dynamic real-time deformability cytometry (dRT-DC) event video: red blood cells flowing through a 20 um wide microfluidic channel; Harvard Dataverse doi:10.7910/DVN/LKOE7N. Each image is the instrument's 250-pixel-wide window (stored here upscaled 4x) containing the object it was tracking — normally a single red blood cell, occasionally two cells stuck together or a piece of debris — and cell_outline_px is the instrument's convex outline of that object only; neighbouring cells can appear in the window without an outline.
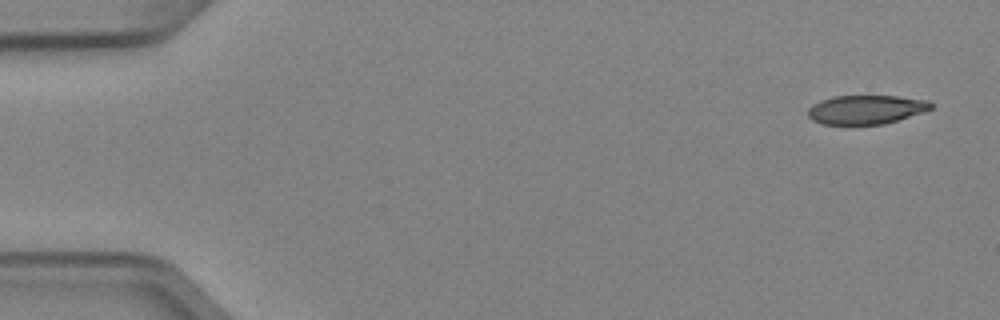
{"species": "Egyptian fruit bat (a non-hibernating species)", "species_latin": "Rousettus aegyptiacus", "temperature_condition": "cold", "stored_images_in_passage": 7, "camera_frame_rate_fps": 3000, "um_per_image_px": 0.085, "animal": {"sex": "female"}, "frame": {"image": 1, "passage_image": 1, "time_ms": 0.0, "image_size_px": [1000, 320], "cell_outline_px": [[932, 108], [924, 112], [884, 124], [820, 124], [812, 120], [808, 116], [808, 108], [812, 104], [820, 100], [832, 96], [896, 96], [924, 100], [932, 104]], "centroid_in_image_um": [73.56, 9.31], "position_along_channel_um": 11.4, "area_um2": 20.69}}
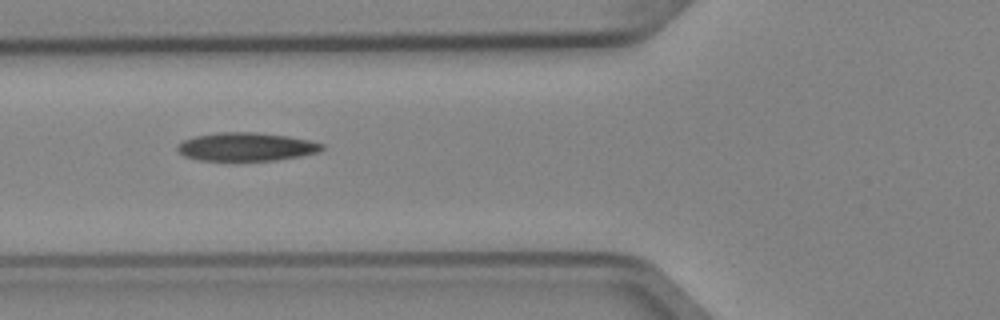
{"frame": {"image": 2, "passage_image": 6, "time_ms": 1.667, "image_size_px": [1000, 320], "cell_outline_px": [[324, 148], [316, 152], [276, 160], [200, 160], [184, 156], [176, 148], [184, 140], [196, 136], [216, 132], [256, 132], [288, 136], [308, 140], [324, 144]], "centroid_in_image_um": [20.91, 12.46], "position_along_channel_um": 104.9, "area_um2": 23.52}}
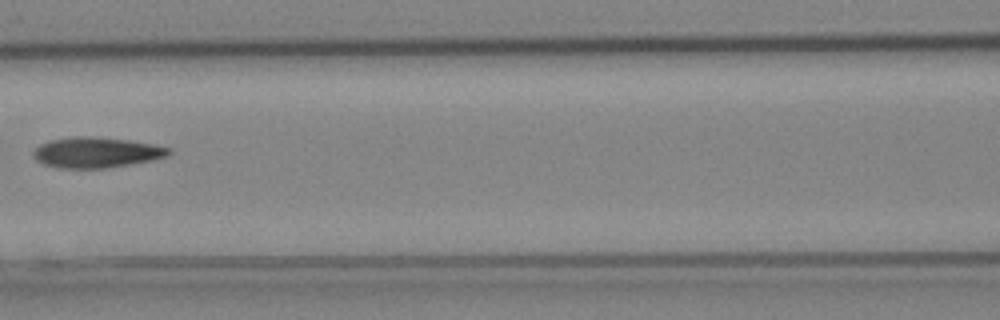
{"frame": {"image": 3, "passage_image": 7, "time_ms": 2.0, "image_size_px": [1000, 320], "cell_outline_px": [[172, 152], [168, 156], [152, 160], [104, 168], [60, 168], [44, 164], [36, 160], [32, 152], [40, 144], [52, 140], [76, 136], [88, 136], [128, 140], [152, 144], [172, 148]], "centroid_in_image_um": [8.2, 12.96], "position_along_channel_um": 158.4, "area_um2": 23.87}}